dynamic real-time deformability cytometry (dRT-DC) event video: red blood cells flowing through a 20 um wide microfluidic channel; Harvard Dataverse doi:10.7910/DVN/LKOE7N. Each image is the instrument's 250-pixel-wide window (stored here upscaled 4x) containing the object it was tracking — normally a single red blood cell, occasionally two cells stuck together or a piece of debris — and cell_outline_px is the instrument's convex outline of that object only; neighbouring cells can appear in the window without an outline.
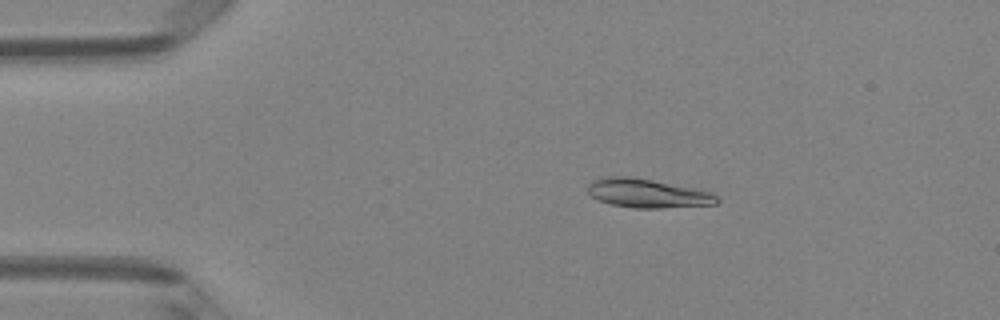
{"species": "Egyptian fruit bat (a non-hibernating species)", "species_latin": "Rousettus aegyptiacus", "temperature_condition": "room temperature", "stored_images_in_passage": 4, "camera_frame_rate_fps": 3000, "um_per_image_px": 0.085, "animal": {"sex": "female"}, "frame": {"image": 1, "passage_image": 1, "time_ms": 0.0, "image_size_px": [1000, 320], "cell_outline_px": [[720, 200], [716, 204], [660, 208], [632, 208], [612, 204], [600, 200], [592, 196], [588, 192], [588, 184], [592, 180], [608, 176], [628, 176], [652, 180], [712, 192]], "centroid_in_image_um": [55.03, 16.43], "position_along_channel_um": 30.0, "area_um2": 21.5}}
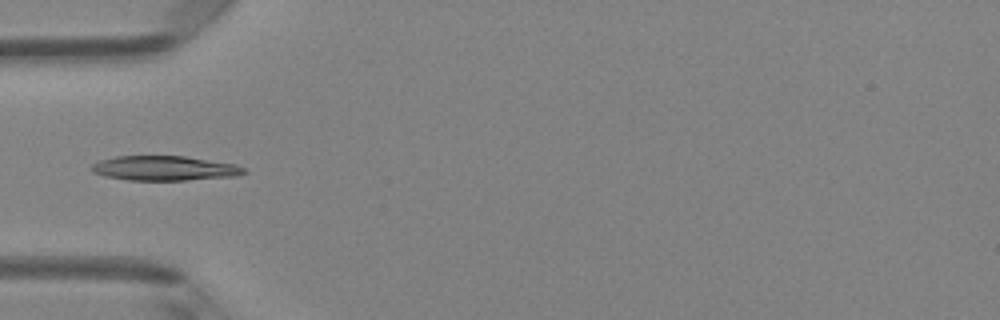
{"frame": {"image": 2, "passage_image": 3, "time_ms": 0.667, "image_size_px": [1000, 320], "cell_outline_px": [[248, 172], [236, 176], [184, 180], [128, 180], [104, 176], [92, 172], [88, 168], [92, 164], [100, 160], [116, 156], [184, 156], [236, 164], [244, 168]], "centroid_in_image_um": [13.95, 14.3], "position_along_channel_um": 71.1, "area_um2": 21.96}}
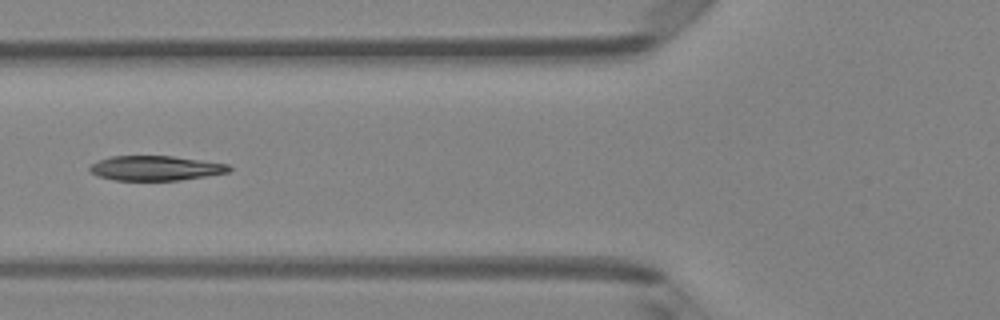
{"frame": {"image": 3, "passage_image": 4, "time_ms": 1.0, "image_size_px": [1000, 320], "cell_outline_px": [[232, 168], [228, 172], [180, 180], [116, 180], [96, 176], [88, 168], [92, 164], [100, 160], [112, 156], [172, 156], [228, 164]], "centroid_in_image_um": [13.21, 14.29], "position_along_channel_um": 112.6, "area_um2": 19.83}}